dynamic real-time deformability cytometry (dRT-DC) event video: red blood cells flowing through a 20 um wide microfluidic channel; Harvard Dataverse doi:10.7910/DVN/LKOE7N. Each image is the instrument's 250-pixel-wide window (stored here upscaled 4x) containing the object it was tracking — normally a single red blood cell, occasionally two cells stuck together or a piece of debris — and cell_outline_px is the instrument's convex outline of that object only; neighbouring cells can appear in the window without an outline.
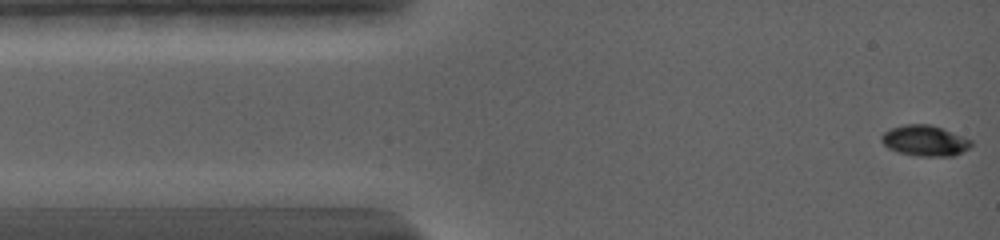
{"species": "common noctule bat (a hibernating species)", "species_latin": "Nyctalus noctula", "temperature_condition": "warm", "stored_images_in_passage": 42, "camera_frame_rate_fps": 5000, "um_per_image_px": 0.085, "animal": {"sex": "female", "body_mass_g": 19.0, "forearm_length_mm": 56.7}, "frame": {"image": 1, "passage_image": 1, "time_ms": 0.0, "image_size_px": [1000, 240], "cell_outline_px": [[972, 144], [968, 148], [952, 156], [920, 156], [900, 152], [888, 148], [880, 140], [880, 136], [884, 132], [892, 128], [904, 124], [932, 124], [944, 128], [972, 140]], "centroid_in_image_um": [78.61, 11.94], "position_along_channel_um": 6.4, "area_um2": 16.01}}
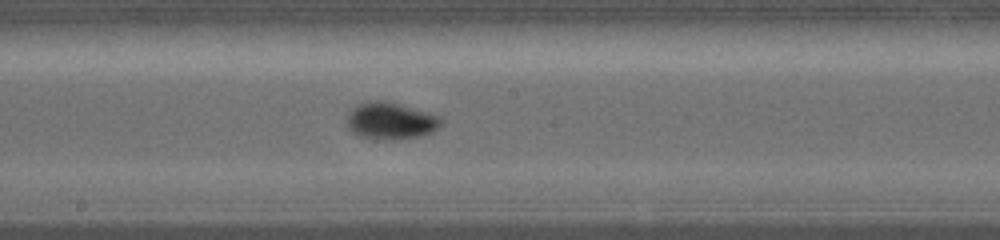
{"frame": {"image": 2, "passage_image": 19, "time_ms": 7.6, "image_size_px": [1000, 240], "cell_outline_px": [[440, 124], [432, 132], [420, 136], [392, 140], [360, 136], [348, 128], [348, 112], [352, 108], [368, 100], [388, 100], [440, 116]], "centroid_in_image_um": [33.19, 10.25], "position_along_channel_um": 215.0, "area_um2": 20.06}}
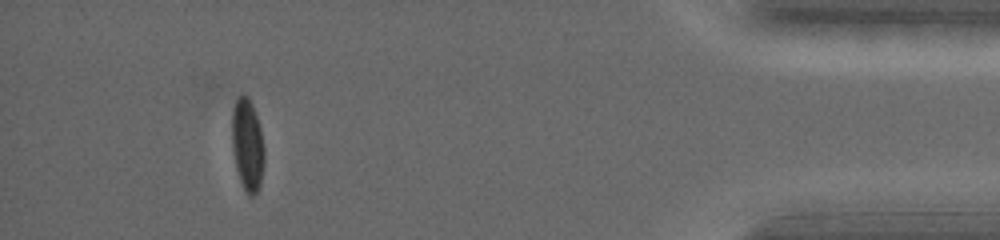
{"frame": {"image": 3, "passage_image": 36, "time_ms": 14.8, "image_size_px": [1000, 240], "cell_outline_px": [[264, 164], [260, 188], [252, 196], [248, 196], [240, 180], [236, 168], [232, 148], [232, 112], [236, 100], [240, 96], [248, 96], [252, 104], [260, 128], [264, 148]], "centroid_in_image_um": [21.04, 12.35], "position_along_channel_um": 414.2, "area_um2": 17.28}, "authors_computed_cell_mechanics": {"area_um2": 17.4556, "velocity_mm_per_s": 3.7298, "shape_relaxation_time_tau1_ms": 3.1675, "shape_relaxation_time_tau2_ms": null, "deformation_change_tau1": 0.1912, "deformation_change_tau2": null}}